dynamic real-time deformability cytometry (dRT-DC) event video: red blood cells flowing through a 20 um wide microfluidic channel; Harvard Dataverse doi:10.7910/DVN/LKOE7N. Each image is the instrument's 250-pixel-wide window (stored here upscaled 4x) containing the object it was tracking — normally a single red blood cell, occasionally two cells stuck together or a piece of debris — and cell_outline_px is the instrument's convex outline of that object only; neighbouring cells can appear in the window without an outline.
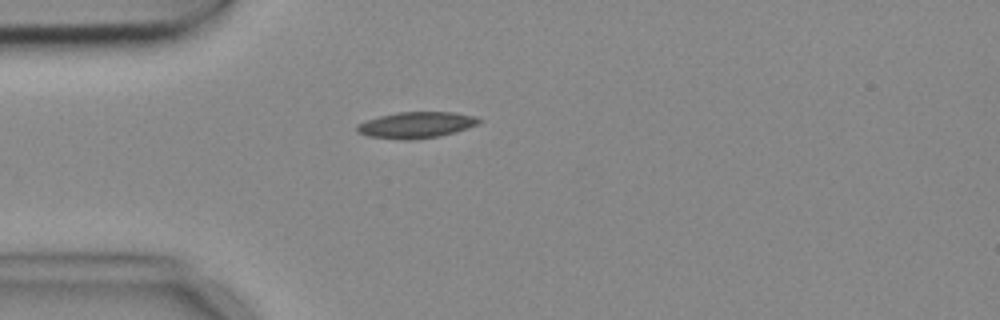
{"species": "common noctule bat (a hibernating species)", "species_latin": "Nyctalus noctula", "temperature_condition": "cold", "stored_images_in_passage": 1, "camera_frame_rate_fps": 3000, "um_per_image_px": 0.085, "animal": {"sex": "female", "body_mass_g": 18.4}, "frame": {"image": 1, "passage_image": 1, "time_ms": 0.0, "image_size_px": [1000, 320], "cell_outline_px": [[484, 120], [476, 124], [440, 136], [412, 140], [400, 140], [368, 136], [356, 132], [356, 124], [380, 116], [396, 112], [452, 112], [476, 116]], "centroid_in_image_um": [35.33, 10.62], "position_along_channel_um": 49.7, "area_um2": 18.55}}